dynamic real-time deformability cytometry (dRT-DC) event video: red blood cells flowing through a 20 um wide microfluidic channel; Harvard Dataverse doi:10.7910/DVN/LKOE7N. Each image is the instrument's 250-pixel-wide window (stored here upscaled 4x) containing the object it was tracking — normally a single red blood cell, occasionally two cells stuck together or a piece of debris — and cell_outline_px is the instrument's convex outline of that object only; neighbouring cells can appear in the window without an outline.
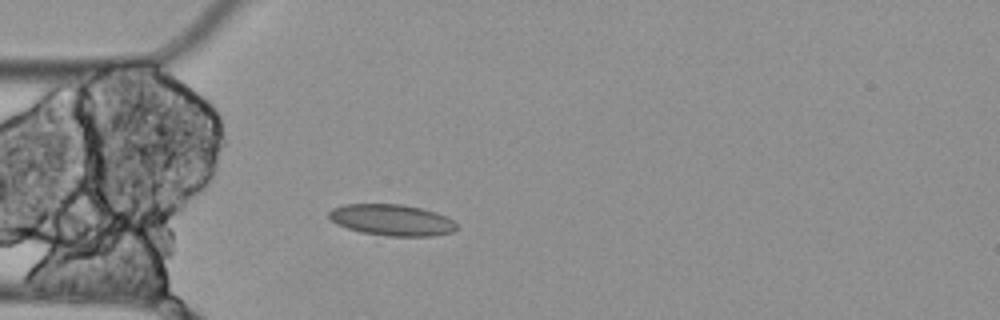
{"species": "Egyptian fruit bat (a non-hibernating species)", "species_latin": "Rousettus aegyptiacus", "temperature_condition": "cold", "stored_images_in_passage": 4, "camera_frame_rate_fps": 3000, "um_per_image_px": 0.085, "animal": {"sex": "female"}, "frame": {"image": 1, "passage_image": 4, "time_ms": 1.0, "image_size_px": [1000, 320], "cell_outline_px": [[456, 228], [452, 232], [432, 236], [388, 236], [360, 232], [336, 224], [328, 216], [328, 212], [332, 208], [344, 204], [400, 204], [420, 208], [436, 212], [452, 220], [456, 224]], "centroid_in_image_um": [33.27, 18.7], "position_along_channel_um": 51.7, "area_um2": 23.18}}